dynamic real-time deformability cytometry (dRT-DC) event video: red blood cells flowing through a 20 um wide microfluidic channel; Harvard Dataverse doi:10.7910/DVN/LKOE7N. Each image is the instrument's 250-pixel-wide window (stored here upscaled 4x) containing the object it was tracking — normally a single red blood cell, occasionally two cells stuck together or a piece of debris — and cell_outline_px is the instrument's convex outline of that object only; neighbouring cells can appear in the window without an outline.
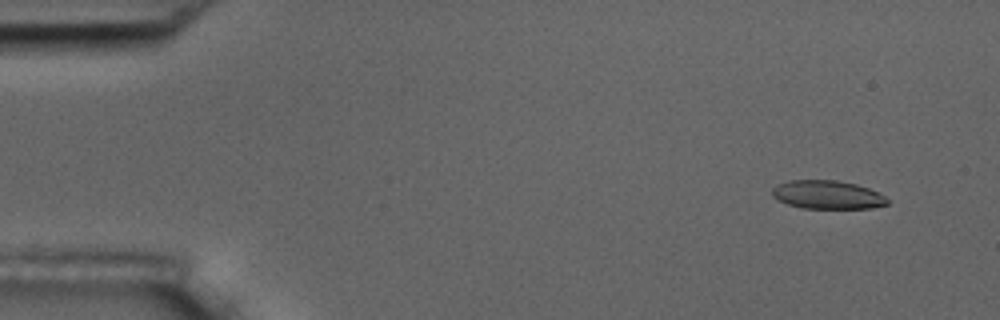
{"species": "common noctule bat (a hibernating species)", "species_latin": "Nyctalus noctula", "temperature_condition": "room temperature", "stored_images_in_passage": 9, "camera_frame_rate_fps": 3000, "um_per_image_px": 0.085, "animal": {"sex": "male", "body_mass_g": 17.5, "forearm_length_mm": 52.3}, "frame": {"image": 1, "passage_image": 2, "time_ms": 1.333, "image_size_px": [1000, 320], "cell_outline_px": [[888, 204], [872, 208], [800, 208], [788, 204], [772, 196], [772, 188], [776, 184], [788, 180], [836, 180], [856, 184], [868, 188], [884, 196], [888, 200]], "centroid_in_image_um": [70.3, 16.55], "position_along_channel_um": 14.7, "area_um2": 19.07}}
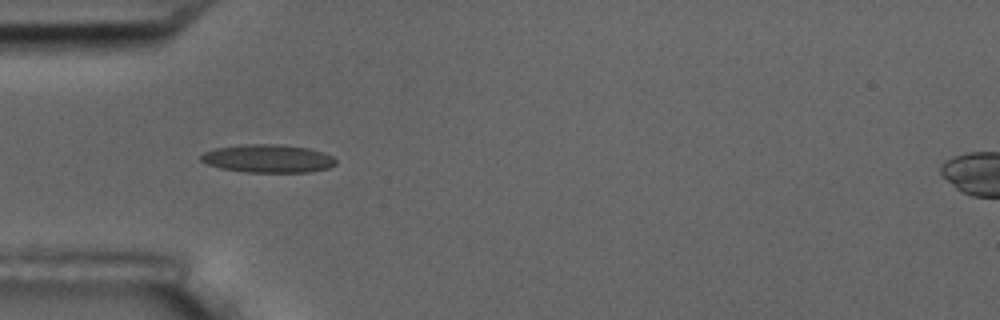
{"frame": {"image": 2, "passage_image": 6, "time_ms": 5.667, "image_size_px": [1000, 320], "cell_outline_px": [[336, 164], [328, 168], [308, 172], [244, 172], [220, 168], [204, 164], [200, 160], [200, 156], [204, 152], [216, 148], [240, 144], [276, 144], [308, 148], [324, 152], [332, 156], [336, 160]], "centroid_in_image_um": [22.74, 13.48], "position_along_channel_um": 62.3, "area_um2": 22.25}}
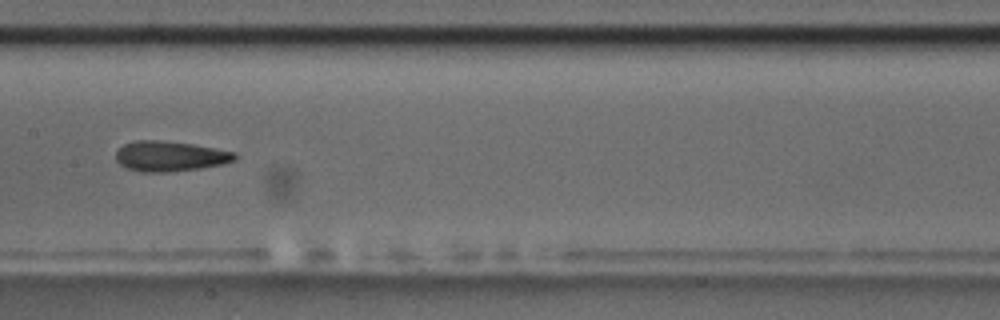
{"frame": {"image": 3, "passage_image": 9, "time_ms": 9.333, "image_size_px": [1000, 320], "cell_outline_px": [[240, 156], [236, 160], [224, 164], [200, 168], [172, 172], [140, 172], [128, 168], [120, 164], [116, 160], [116, 152], [124, 144], [136, 140], [156, 140], [192, 144], [236, 152]], "centroid_in_image_um": [14.49, 13.29], "position_along_channel_um": 192.9, "area_um2": 21.04}}